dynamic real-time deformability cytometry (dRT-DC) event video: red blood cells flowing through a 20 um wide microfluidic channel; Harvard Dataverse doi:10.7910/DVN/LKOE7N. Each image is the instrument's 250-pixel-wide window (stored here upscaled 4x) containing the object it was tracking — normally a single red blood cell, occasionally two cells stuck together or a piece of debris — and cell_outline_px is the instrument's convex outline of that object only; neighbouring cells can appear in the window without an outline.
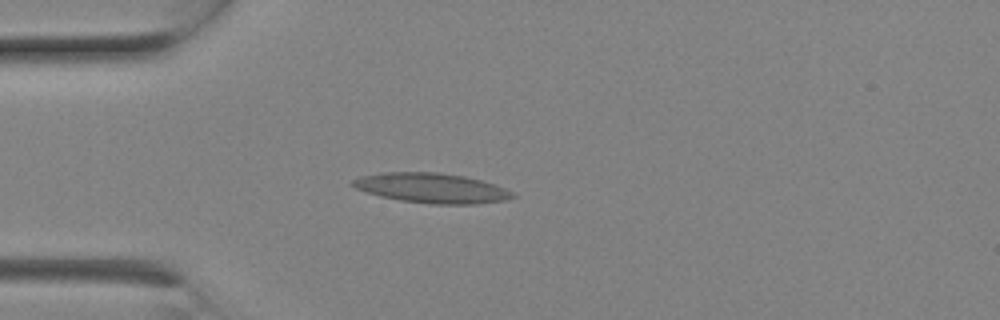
{"species": "Egyptian fruit bat (a non-hibernating species)", "species_latin": "Rousettus aegyptiacus", "temperature_condition": "room temperature", "stored_images_in_passage": 8, "camera_frame_rate_fps": 3000, "um_per_image_px": 0.085, "animal": {"sex": "female"}, "frame": {"image": 1, "passage_image": 6, "time_ms": 1.667, "image_size_px": [1000, 320], "cell_outline_px": [[516, 196], [504, 200], [476, 204], [432, 204], [400, 200], [380, 196], [356, 188], [348, 184], [352, 180], [360, 176], [380, 172], [440, 172], [464, 176], [496, 184], [512, 192]], "centroid_in_image_um": [36.66, 15.97], "position_along_channel_um": 48.3, "area_um2": 27.86}}
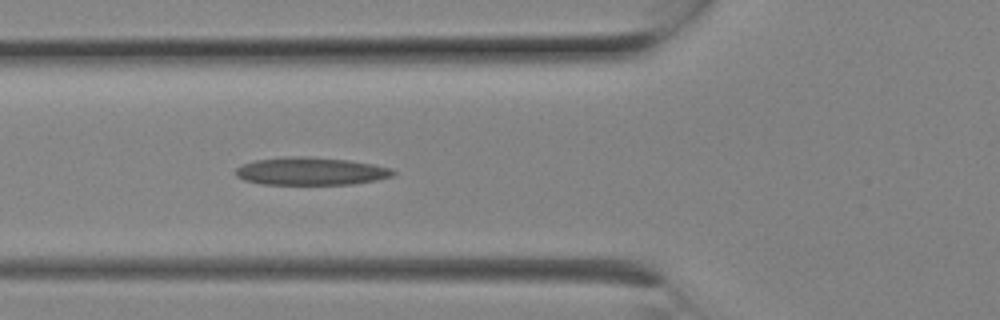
{"frame": {"image": 2, "passage_image": 8, "time_ms": 2.333, "image_size_px": [1000, 320], "cell_outline_px": [[396, 172], [392, 176], [376, 180], [352, 184], [260, 184], [244, 180], [236, 176], [236, 168], [252, 160], [284, 156], [308, 156], [348, 160], [372, 164], [392, 168]], "centroid_in_image_um": [26.4, 14.54], "position_along_channel_um": 99.4, "area_um2": 25.61}}